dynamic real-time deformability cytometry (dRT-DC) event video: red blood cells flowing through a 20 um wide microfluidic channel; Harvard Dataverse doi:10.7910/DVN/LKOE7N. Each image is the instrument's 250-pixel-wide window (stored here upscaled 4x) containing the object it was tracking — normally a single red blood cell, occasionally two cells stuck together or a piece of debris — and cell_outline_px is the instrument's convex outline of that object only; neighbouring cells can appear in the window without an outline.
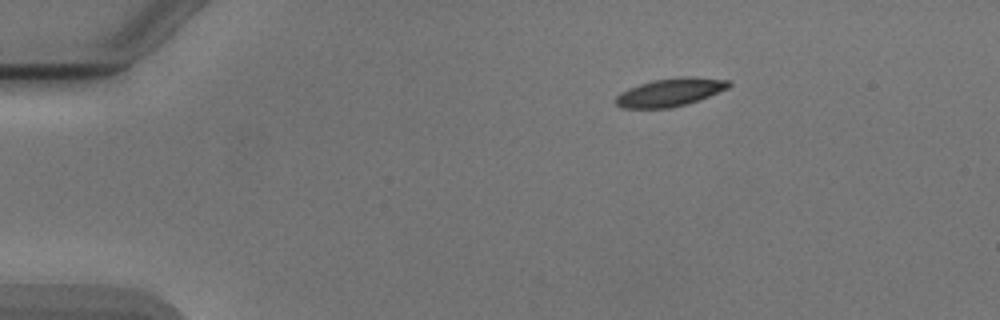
{"species": "Egyptian fruit bat (a non-hibernating species)", "species_latin": "Rousettus aegyptiacus", "temperature_condition": "cold", "stored_images_in_passage": 45, "camera_frame_rate_fps": 3000, "um_per_image_px": 0.085, "animal": {"sex": "male"}, "frame": {"image": 1, "passage_image": 1, "time_ms": 0.0, "image_size_px": [1000, 320], "cell_outline_px": [[732, 84], [728, 88], [688, 104], [668, 108], [624, 108], [616, 104], [616, 96], [620, 92], [628, 88], [652, 80], [680, 76], [692, 76], [728, 80]], "centroid_in_image_um": [56.96, 7.83], "position_along_channel_um": 28.0, "area_um2": 18.5}}
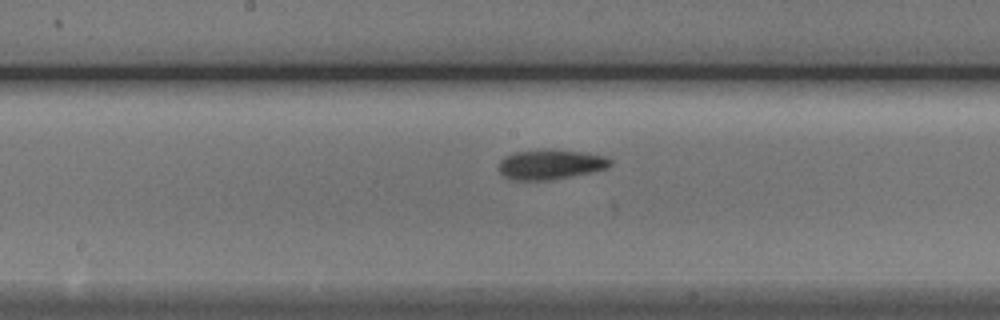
{"frame": {"image": 2, "passage_image": 20, "time_ms": 6.333, "image_size_px": [1000, 320], "cell_outline_px": [[612, 164], [608, 168], [552, 180], [512, 180], [504, 176], [500, 172], [500, 160], [504, 156], [516, 152], [544, 148], [548, 148], [580, 152], [608, 156], [612, 160]], "centroid_in_image_um": [46.8, 13.96], "position_along_channel_um": 201.4, "area_um2": 19.59}}
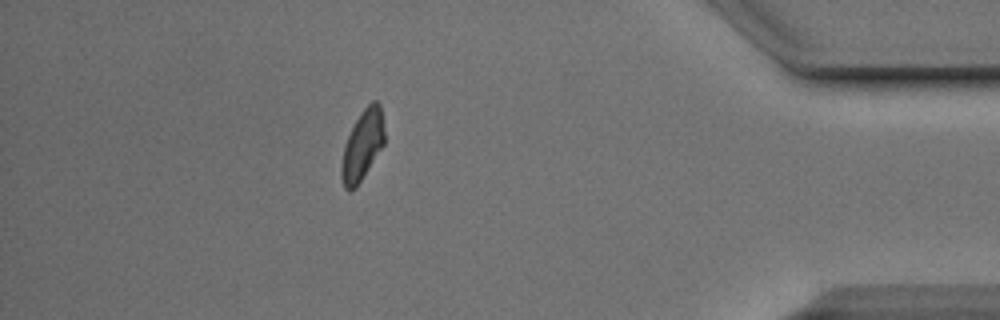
{"frame": {"image": 3, "passage_image": 39, "time_ms": 12.667, "image_size_px": [1000, 320], "cell_outline_px": [[384, 144], [356, 188], [352, 192], [348, 192], [344, 188], [340, 176], [340, 168], [344, 148], [348, 136], [356, 120], [364, 108], [372, 100], [376, 100], [380, 104], [384, 132]], "centroid_in_image_um": [30.79, 12.4], "position_along_channel_um": 404.4, "area_um2": 17.46}, "authors_computed_cell_mechanics": {"area_um2": 18.2648, "velocity_mm_per_s": 3.8682, "shape_relaxation_time_tau1_ms": 3.3592, "shape_relaxation_time_tau2_ms": 2.8822, "deformation_change_tau1": 0.1326, "deformation_change_tau2": 0.0955}}